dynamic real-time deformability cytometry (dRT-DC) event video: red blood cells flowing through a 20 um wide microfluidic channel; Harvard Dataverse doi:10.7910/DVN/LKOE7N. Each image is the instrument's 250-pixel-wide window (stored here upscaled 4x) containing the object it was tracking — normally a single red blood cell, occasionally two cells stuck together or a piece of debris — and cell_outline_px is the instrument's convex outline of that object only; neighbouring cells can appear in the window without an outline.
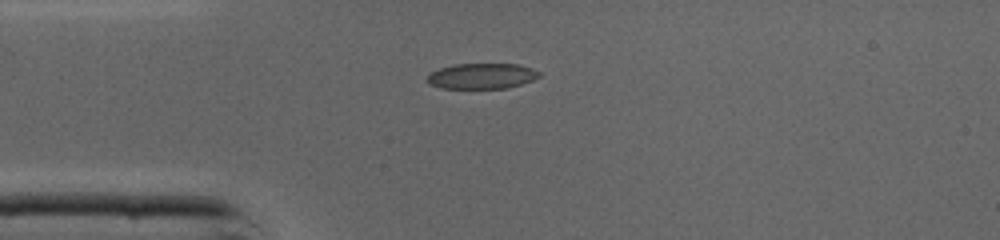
{"species": "common noctule bat (a hibernating species)", "species_latin": "Nyctalus noctula", "temperature_condition": "cold", "stored_images_in_passage": 35, "camera_frame_rate_fps": 3000, "um_per_image_px": 0.085, "animal": {"sex": "male", "body_mass_g": 19.0, "forearm_length_mm": 50.8}, "frame": {"image": 1, "passage_image": 1, "time_ms": 0.0, "image_size_px": [1000, 240], "cell_outline_px": [[540, 76], [532, 80], [508, 88], [440, 88], [424, 80], [432, 72], [440, 68], [456, 64], [520, 64], [532, 68], [540, 72]], "centroid_in_image_um": [40.97, 6.46], "position_along_channel_um": 44.0, "area_um2": 16.59}}
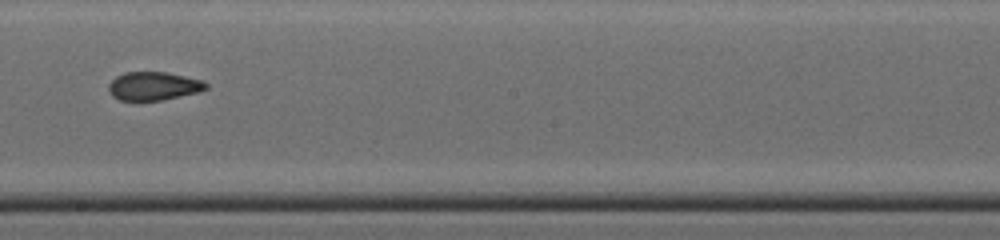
{"frame": {"image": 2, "passage_image": 15, "time_ms": 4.667, "image_size_px": [1000, 240], "cell_outline_px": [[208, 88], [200, 92], [160, 100], [120, 100], [112, 96], [108, 92], [108, 84], [116, 76], [124, 72], [168, 72], [204, 80], [208, 84]], "centroid_in_image_um": [13.07, 7.3], "position_along_channel_um": 235.1, "area_um2": 16.3}}
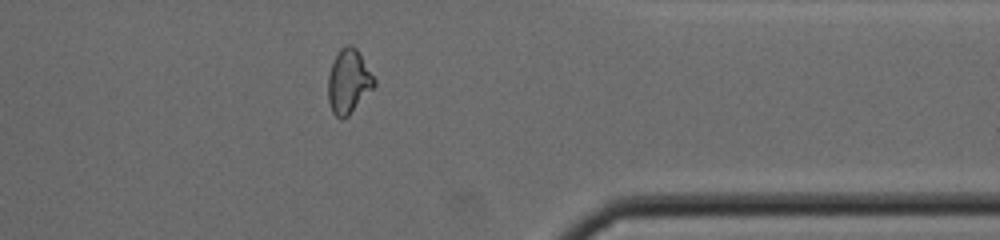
{"frame": {"image": 3, "passage_image": 26, "time_ms": 8.333, "image_size_px": [1000, 240], "cell_outline_px": [[376, 84], [348, 116], [340, 120], [332, 112], [328, 100], [328, 76], [332, 64], [340, 48], [348, 44], [352, 44], [356, 48], [376, 80]], "centroid_in_image_um": [29.62, 6.93], "position_along_channel_um": 381.8, "area_um2": 17.05}, "authors_computed_cell_mechanics": {"area_um2": 16.8198, "velocity_mm_per_s": 4.3857, "shape_relaxation_time_tau1_ms": null, "shape_relaxation_time_tau2_ms": 1.6872, "deformation_change_tau1": null, "deformation_change_tau2": 0.0739}}